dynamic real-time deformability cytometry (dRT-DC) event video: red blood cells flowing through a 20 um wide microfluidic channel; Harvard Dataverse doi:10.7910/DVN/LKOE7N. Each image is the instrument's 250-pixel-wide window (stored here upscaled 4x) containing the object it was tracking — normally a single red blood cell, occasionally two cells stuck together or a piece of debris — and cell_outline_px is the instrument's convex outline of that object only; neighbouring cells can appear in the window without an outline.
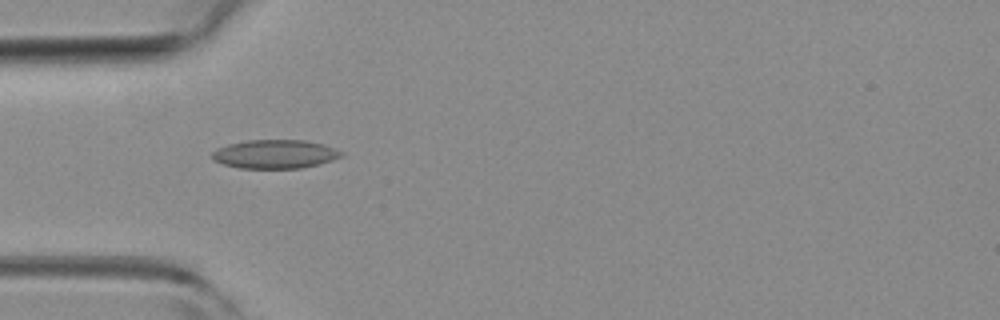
{"species": "common noctule bat (a hibernating species)", "species_latin": "Nyctalus noctula", "temperature_condition": "room temperature", "stored_images_in_passage": 40, "camera_frame_rate_fps": 3000, "um_per_image_px": 0.085, "animal": {"sex": "female", "body_mass_g": 19.3, "forearm_length_mm": 54.1}, "frame": {"image": 1, "passage_image": 4, "time_ms": 1.0, "image_size_px": [1000, 320], "cell_outline_px": [[344, 156], [320, 164], [300, 168], [240, 168], [224, 164], [212, 160], [212, 152], [216, 148], [228, 144], [248, 140], [304, 140], [324, 144], [344, 152]], "centroid_in_image_um": [23.39, 13.09], "position_along_channel_um": 61.6, "area_um2": 21.73}}
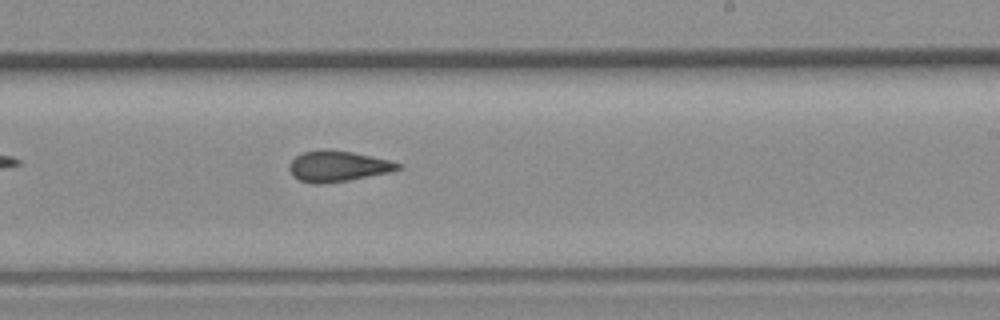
{"frame": {"image": 2, "passage_image": 19, "time_ms": 6.0, "image_size_px": [1000, 320], "cell_outline_px": [[404, 168], [392, 172], [348, 180], [324, 184], [312, 184], [300, 180], [292, 176], [288, 168], [288, 164], [296, 156], [304, 152], [324, 148], [328, 148], [352, 152], [392, 160], [404, 164]], "centroid_in_image_um": [28.76, 14.12], "position_along_channel_um": 260.2, "area_um2": 20.0}}
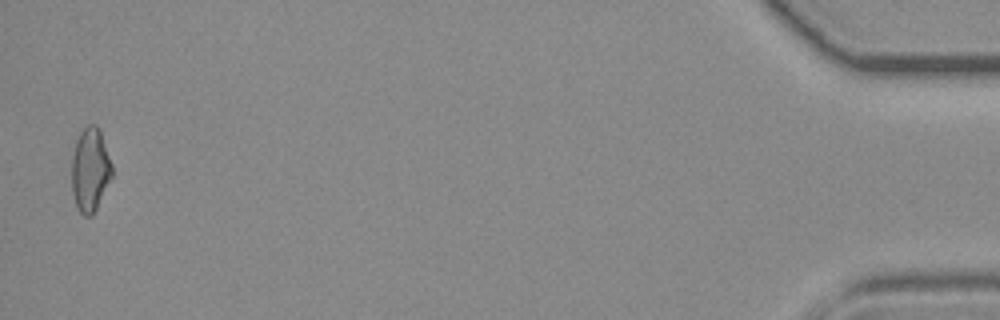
{"frame": {"image": 3, "passage_image": 39, "time_ms": 12.667, "image_size_px": [1000, 320], "cell_outline_px": [[112, 176], [92, 216], [84, 216], [76, 208], [72, 192], [72, 156], [76, 140], [80, 132], [88, 124], [96, 124], [100, 128], [112, 164]], "centroid_in_image_um": [7.66, 14.41], "position_along_channel_um": 427.5, "area_um2": 19.77}, "authors_computed_cell_mechanics": {"area_um2": 19.5942, "velocity_mm_per_s": 3.9978, "shape_relaxation_time_tau1_ms": null, "shape_relaxation_time_tau2_ms": 2.9929, "deformation_change_tau1": null, "deformation_change_tau2": 0.1194}}